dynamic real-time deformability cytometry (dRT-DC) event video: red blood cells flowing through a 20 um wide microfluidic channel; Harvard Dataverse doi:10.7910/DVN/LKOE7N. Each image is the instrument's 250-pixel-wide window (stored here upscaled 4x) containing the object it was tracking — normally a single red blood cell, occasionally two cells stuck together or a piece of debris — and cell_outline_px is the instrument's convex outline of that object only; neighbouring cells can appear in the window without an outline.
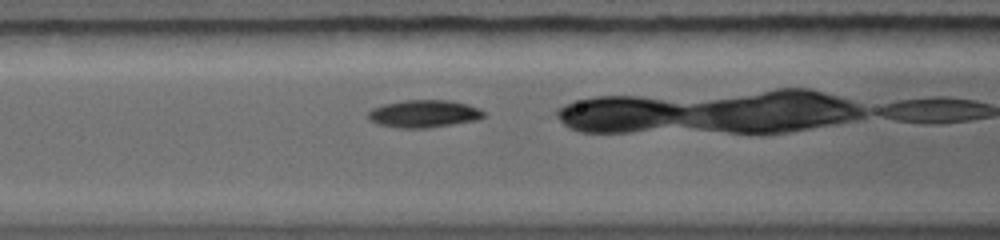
{"species": "common noctule bat (a hibernating species)", "species_latin": "Nyctalus noctula", "temperature_condition": "warm", "stored_images_in_passage": 13, "camera_frame_rate_fps": 5000, "um_per_image_px": 0.085, "animal": {"sex": "female", "body_mass_g": 19.0, "forearm_length_mm": 56.7}, "frame": {"image": 1, "passage_image": 4, "time_ms": 1.8, "image_size_px": [1000, 240], "cell_outline_px": [[484, 116], [476, 120], [428, 128], [396, 128], [376, 124], [368, 116], [368, 112], [372, 108], [384, 104], [404, 100], [448, 100], [468, 104], [480, 108], [484, 112]], "centroid_in_image_um": [36.02, 9.67], "position_along_channel_um": 130.6, "area_um2": 18.55}}